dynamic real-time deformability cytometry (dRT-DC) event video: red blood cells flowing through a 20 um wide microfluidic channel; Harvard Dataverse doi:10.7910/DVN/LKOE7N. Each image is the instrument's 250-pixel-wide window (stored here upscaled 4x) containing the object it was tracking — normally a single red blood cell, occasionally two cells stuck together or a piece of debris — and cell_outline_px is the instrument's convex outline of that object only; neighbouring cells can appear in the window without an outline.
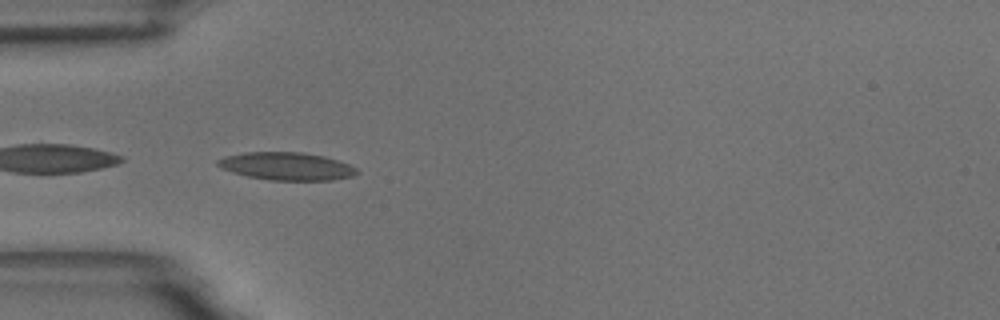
{"species": "common noctule bat (a hibernating species)", "species_latin": "Nyctalus noctula", "temperature_condition": "room temperature", "stored_images_in_passage": 41, "camera_frame_rate_fps": 3000, "um_per_image_px": 0.085, "animal": {"sex": "male", "body_mass_g": 18.8}, "frame": {"image": 1, "passage_image": 1, "time_ms": 0.0, "image_size_px": [1000, 320], "cell_outline_px": [[360, 172], [352, 176], [332, 180], [268, 180], [248, 176], [232, 172], [220, 168], [216, 164], [216, 160], [224, 156], [244, 152], [304, 152], [324, 156], [348, 164], [356, 168]], "centroid_in_image_um": [24.33, 14.12], "position_along_channel_um": 60.7, "area_um2": 22.6}}
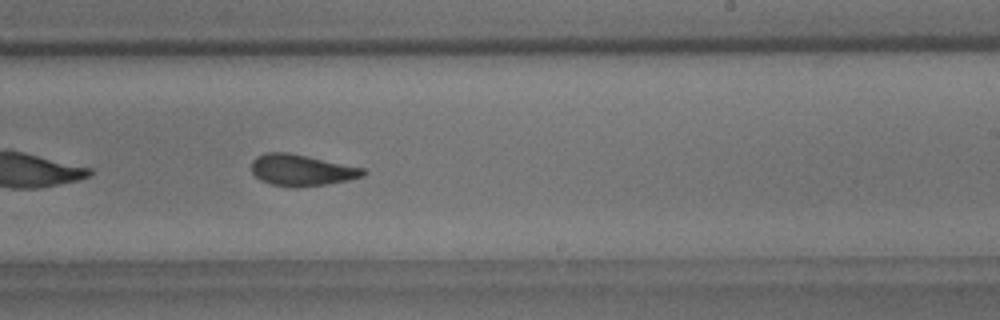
{"frame": {"image": 2, "passage_image": 18, "time_ms": 5.667, "image_size_px": [1000, 320], "cell_outline_px": [[368, 172], [364, 176], [348, 180], [328, 184], [296, 188], [292, 188], [272, 184], [260, 180], [252, 172], [252, 160], [256, 156], [264, 152], [288, 152], [364, 168]], "centroid_in_image_um": [25.63, 14.47], "position_along_channel_um": 263.4, "area_um2": 20.58}}
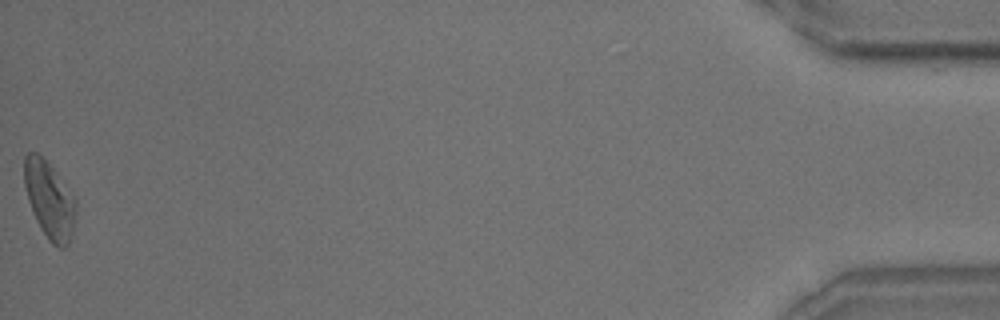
{"frame": {"image": 3, "passage_image": 40, "time_ms": 13.0, "image_size_px": [1000, 320], "cell_outline_px": [[76, 212], [72, 232], [68, 244], [64, 248], [60, 248], [52, 244], [48, 240], [40, 228], [32, 212], [28, 200], [24, 184], [24, 156], [28, 152], [36, 152], [52, 168], [76, 196]], "centroid_in_image_um": [4.21, 17.01], "position_along_channel_um": 431.0, "area_um2": 23.24}}